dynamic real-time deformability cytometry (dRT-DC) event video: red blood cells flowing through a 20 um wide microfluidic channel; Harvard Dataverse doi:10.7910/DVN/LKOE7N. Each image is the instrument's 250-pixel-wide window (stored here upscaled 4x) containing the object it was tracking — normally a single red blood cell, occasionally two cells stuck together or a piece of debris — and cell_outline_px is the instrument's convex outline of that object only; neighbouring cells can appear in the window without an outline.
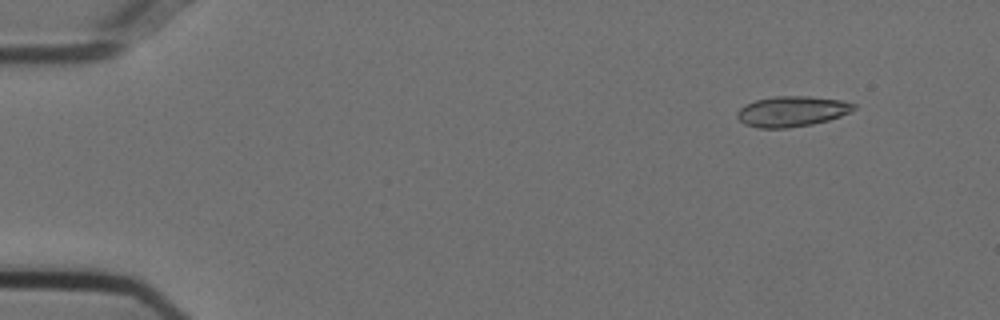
{"species": "Egyptian fruit bat (a non-hibernating species)", "species_latin": "Rousettus aegyptiacus", "temperature_condition": "cold", "stored_images_in_passage": 38, "camera_frame_rate_fps": 3000, "um_per_image_px": 0.085, "animal": {"sex": "female"}, "frame": {"image": 1, "passage_image": 3, "time_ms": 0.667, "image_size_px": [1000, 320], "cell_outline_px": [[856, 108], [840, 116], [828, 120], [812, 124], [788, 128], [760, 128], [744, 124], [736, 116], [736, 112], [744, 104], [756, 100], [776, 96], [808, 96], [840, 100], [856, 104]], "centroid_in_image_um": [67.28, 9.47], "position_along_channel_um": 17.7, "area_um2": 20.63}}
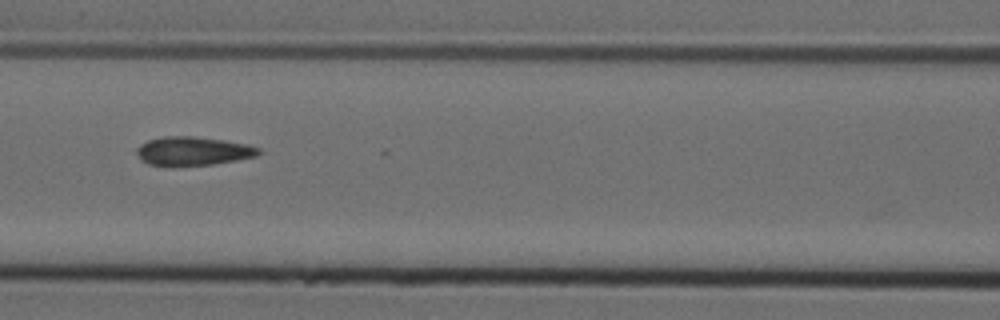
{"frame": {"image": 2, "passage_image": 22, "time_ms": 7.0, "image_size_px": [1000, 320], "cell_outline_px": [[264, 152], [256, 156], [236, 160], [212, 164], [148, 164], [140, 160], [136, 152], [136, 148], [140, 144], [148, 140], [164, 136], [192, 136], [224, 140], [248, 144], [260, 148]], "centroid_in_image_um": [16.44, 12.81], "position_along_channel_um": 150.2, "area_um2": 20.11}}
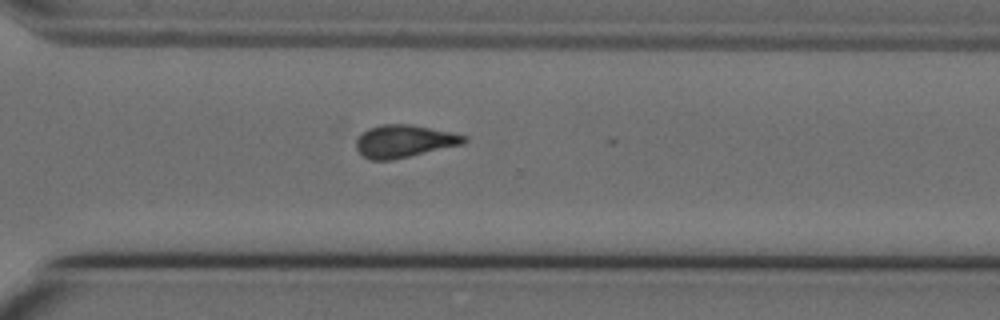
{"frame": {"image": 3, "passage_image": 37, "time_ms": 12.0, "image_size_px": [1000, 320], "cell_outline_px": [[468, 140], [464, 144], [392, 160], [372, 160], [364, 156], [356, 148], [356, 140], [368, 128], [384, 124], [412, 124], [468, 136]], "centroid_in_image_um": [34.38, 12.0], "position_along_channel_um": 336.2, "area_um2": 20.35}}